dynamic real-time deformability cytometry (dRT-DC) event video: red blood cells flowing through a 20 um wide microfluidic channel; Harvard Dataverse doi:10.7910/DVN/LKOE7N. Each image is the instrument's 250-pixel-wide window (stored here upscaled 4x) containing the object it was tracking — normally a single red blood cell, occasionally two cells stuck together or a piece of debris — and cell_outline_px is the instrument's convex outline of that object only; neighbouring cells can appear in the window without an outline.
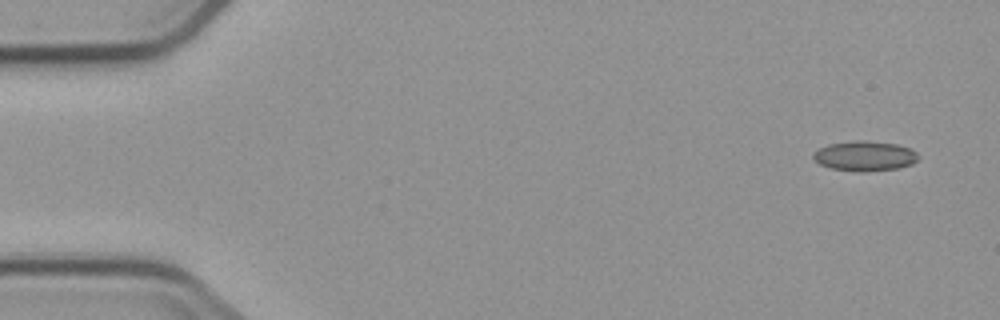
{"species": "common noctule bat (a hibernating species)", "species_latin": "Nyctalus noctula", "temperature_condition": "cold", "stored_images_in_passage": 4, "camera_frame_rate_fps": 3000, "um_per_image_px": 0.085, "animal": {"sex": "male", "body_mass_g": 23.1, "forearm_length_mm": 52.7}, "frame": {"image": 1, "passage_image": 1, "time_ms": 0.0, "image_size_px": [1000, 320], "cell_outline_px": [[920, 156], [912, 164], [900, 168], [860, 172], [856, 172], [832, 168], [820, 164], [812, 156], [812, 152], [828, 144], [856, 140], [864, 140], [896, 144], [912, 148]], "centroid_in_image_um": [73.52, 13.25], "position_along_channel_um": 11.5, "area_um2": 18.44}}